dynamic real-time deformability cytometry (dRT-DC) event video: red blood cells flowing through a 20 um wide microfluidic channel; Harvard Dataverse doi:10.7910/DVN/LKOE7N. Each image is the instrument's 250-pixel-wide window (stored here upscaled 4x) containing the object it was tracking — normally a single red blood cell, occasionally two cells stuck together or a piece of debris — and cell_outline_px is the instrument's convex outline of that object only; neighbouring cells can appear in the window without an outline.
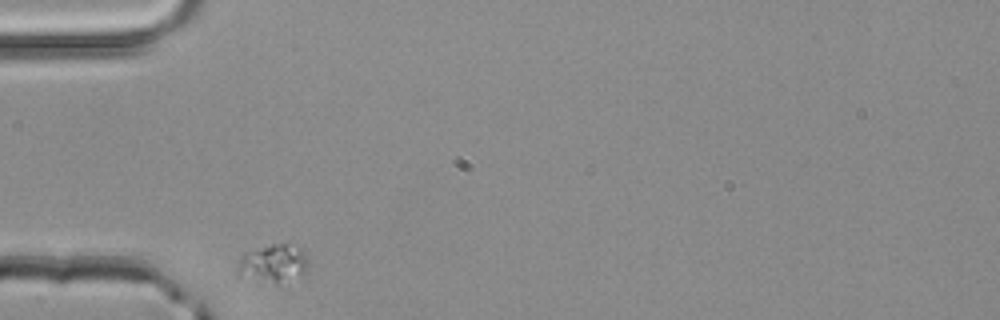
{"species": "common noctule bat (a hibernating species)", "species_latin": "Nyctalus noctula", "temperature_condition": "room temperature", "stored_images_in_passage": 2, "camera_frame_rate_fps": 3000, "um_per_image_px": 0.085, "animal": {"sex": "male", "body_mass_g": 20.4}, "frame": {"image": 1, "passage_image": 1, "time_ms": 0.0, "image_size_px": [1000, 320], "cell_outline_px": [[308, 272], [304, 280], [276, 284], [236, 276], [236, 272], [240, 256], [244, 252], [272, 244], [288, 244], [304, 252], [308, 256]], "centroid_in_image_um": [23.28, 22.47], "position_along_channel_um": 61.7, "area_um2": 16.59}}